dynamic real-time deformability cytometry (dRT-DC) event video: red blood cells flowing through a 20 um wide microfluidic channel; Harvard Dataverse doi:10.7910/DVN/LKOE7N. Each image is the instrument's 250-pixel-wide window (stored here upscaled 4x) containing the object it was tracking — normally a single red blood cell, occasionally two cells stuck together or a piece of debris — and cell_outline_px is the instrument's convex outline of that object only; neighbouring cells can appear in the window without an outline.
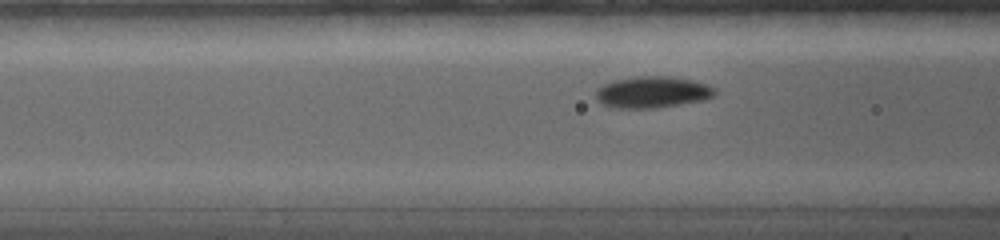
{"species": "common noctule bat (a hibernating species)", "species_latin": "Nyctalus noctula", "temperature_condition": "warm", "stored_images_in_passage": 31, "camera_frame_rate_fps": 5000, "um_per_image_px": 0.085, "animal": {"sex": "female", "body_mass_g": 19.0, "forearm_length_mm": 56.7}, "frame": {"image": 1, "passage_image": 9, "time_ms": 3.2, "image_size_px": [1000, 240], "cell_outline_px": [[716, 92], [712, 96], [704, 100], [656, 108], [616, 108], [600, 104], [596, 100], [596, 88], [612, 80], [636, 76], [668, 76], [692, 80], [708, 84], [716, 88]], "centroid_in_image_um": [55.42, 7.83], "position_along_channel_um": 111.2, "area_um2": 22.08}}
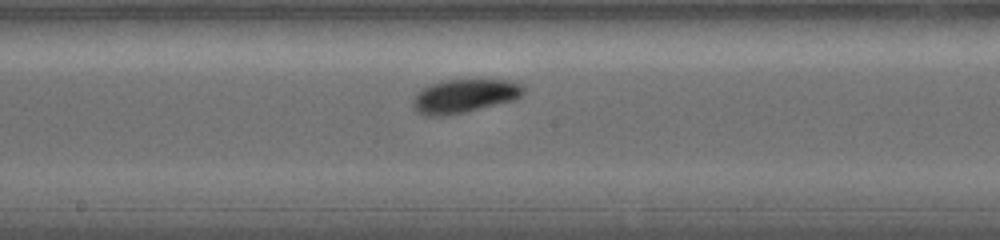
{"frame": {"image": 2, "passage_image": 16, "time_ms": 5.8, "image_size_px": [1000, 240], "cell_outline_px": [[524, 92], [516, 100], [464, 112], [440, 116], [424, 116], [416, 112], [412, 104], [412, 100], [416, 92], [432, 84], [444, 80], [508, 80], [520, 84], [524, 88]], "centroid_in_image_um": [39.44, 8.17], "position_along_channel_um": 208.8, "area_um2": 21.62}}
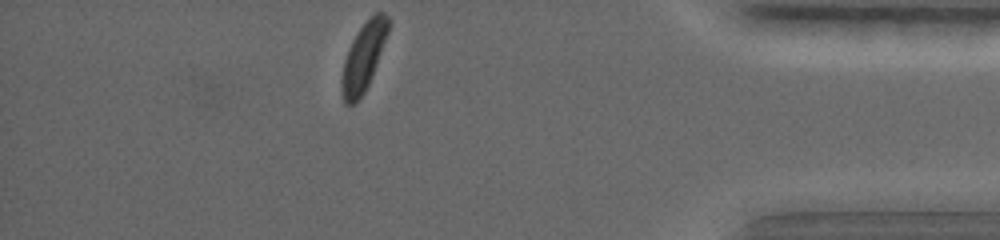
{"frame": {"image": 3, "passage_image": 31, "time_ms": 12.0, "image_size_px": [1000, 240], "cell_outline_px": [[392, 24], [372, 76], [364, 92], [356, 104], [344, 104], [340, 92], [344, 60], [348, 48], [356, 32], [372, 12], [384, 12], [392, 20]], "centroid_in_image_um": [30.92, 4.78], "position_along_channel_um": 404.3, "area_um2": 19.02}, "authors_computed_cell_mechanics": {"area_um2": 20.9814, "velocity_mm_per_s": 3.7676, "shape_relaxation_time_tau1_ms": 1.2212, "shape_relaxation_time_tau2_ms": null, "deformation_change_tau1": 0.0771, "deformation_change_tau2": null}}